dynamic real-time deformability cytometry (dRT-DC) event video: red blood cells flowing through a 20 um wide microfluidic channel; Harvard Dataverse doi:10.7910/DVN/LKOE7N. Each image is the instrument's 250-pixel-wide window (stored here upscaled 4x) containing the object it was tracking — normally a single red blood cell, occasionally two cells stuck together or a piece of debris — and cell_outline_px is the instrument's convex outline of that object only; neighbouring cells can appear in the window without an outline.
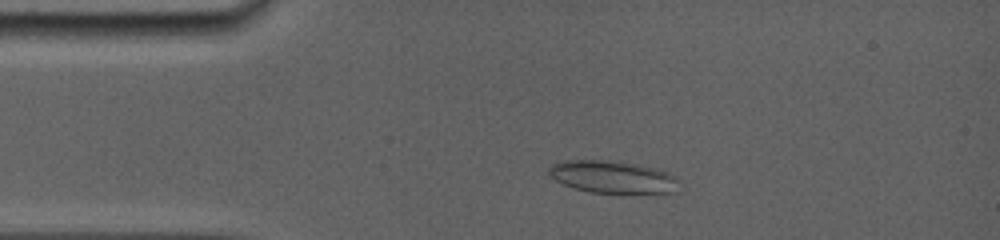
{"species": "common noctule bat (a hibernating species)", "species_latin": "Nyctalus noctula", "temperature_condition": "room temperature", "stored_images_in_passage": 68, "camera_frame_rate_fps": 5000, "um_per_image_px": 0.085, "animal": {"sex": "female", "body_mass_g": 19.0, "forearm_length_mm": 56.7}, "frame": {"image": 1, "passage_image": 1, "time_ms": 0.0, "image_size_px": [1000, 240], "cell_outline_px": [[680, 180], [676, 192], [588, 192], [572, 188], [556, 180], [548, 172], [548, 168], [552, 164], [564, 160], [608, 160], [636, 164], [656, 168]], "centroid_in_image_um": [52.03, 15.03], "position_along_channel_um": 33.0, "area_um2": 24.22}}
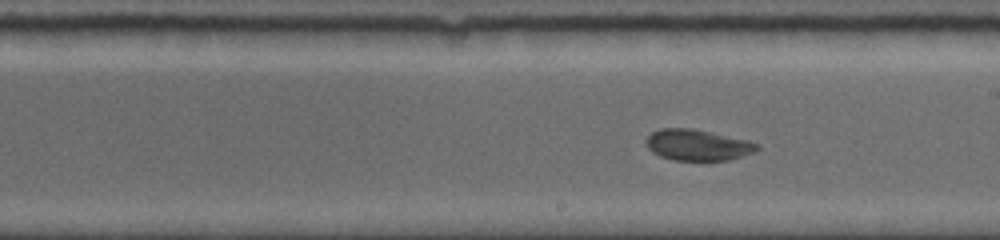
{"frame": {"image": 2, "passage_image": 38, "time_ms": 6.0, "image_size_px": [1000, 240], "cell_outline_px": [[760, 148], [752, 152], [728, 160], [672, 160], [660, 156], [652, 152], [648, 148], [644, 140], [652, 132], [660, 128], [692, 128], [748, 140], [756, 144]], "centroid_in_image_um": [59.23, 12.32], "position_along_channel_um": 229.8, "area_um2": 19.94}}
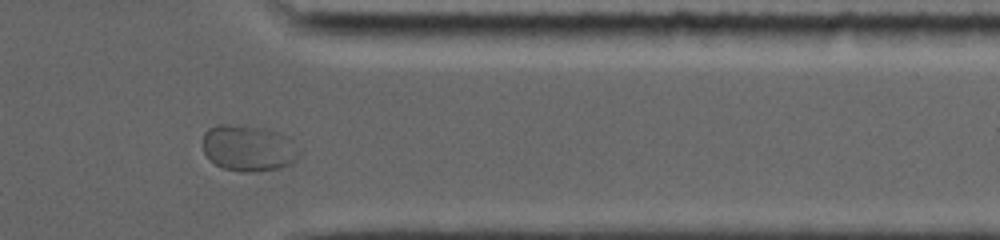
{"frame": {"image": 3, "passage_image": 62, "time_ms": 10.2, "image_size_px": [1000, 240], "cell_outline_px": [[300, 156], [292, 164], [280, 168], [256, 172], [240, 172], [224, 168], [216, 164], [204, 152], [204, 132], [208, 128], [216, 124], [244, 124], [268, 128], [288, 136], [300, 148]], "centroid_in_image_um": [21.18, 12.57], "position_along_channel_um": 390.2, "area_um2": 26.59}}